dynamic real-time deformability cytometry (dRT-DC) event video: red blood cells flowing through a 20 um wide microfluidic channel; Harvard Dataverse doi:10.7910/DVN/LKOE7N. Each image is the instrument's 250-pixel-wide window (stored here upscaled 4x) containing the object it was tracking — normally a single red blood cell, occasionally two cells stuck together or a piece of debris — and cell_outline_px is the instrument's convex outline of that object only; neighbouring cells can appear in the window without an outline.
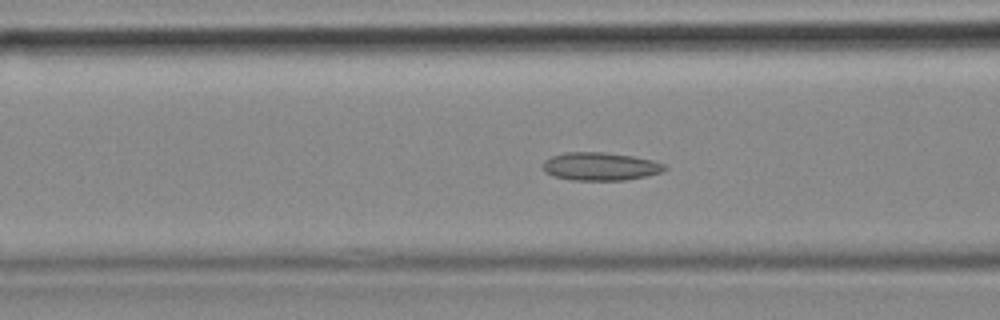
{"species": "common noctule bat (a hibernating species)", "species_latin": "Nyctalus noctula", "temperature_condition": "cold", "stored_images_in_passage": 55, "camera_frame_rate_fps": 3000, "um_per_image_px": 0.085, "animal": {"sex": "female", "body_mass_g": 18.4}, "frame": {"image": 1, "passage_image": 21, "time_ms": 6.667, "image_size_px": [1000, 320], "cell_outline_px": [[668, 168], [660, 172], [648, 176], [624, 180], [572, 180], [552, 176], [544, 172], [540, 168], [540, 164], [544, 160], [552, 156], [564, 152], [604, 152], [632, 156], [652, 160], [664, 164]], "centroid_in_image_um": [50.96, 14.15], "position_along_channel_um": 115.6, "area_um2": 20.17}}
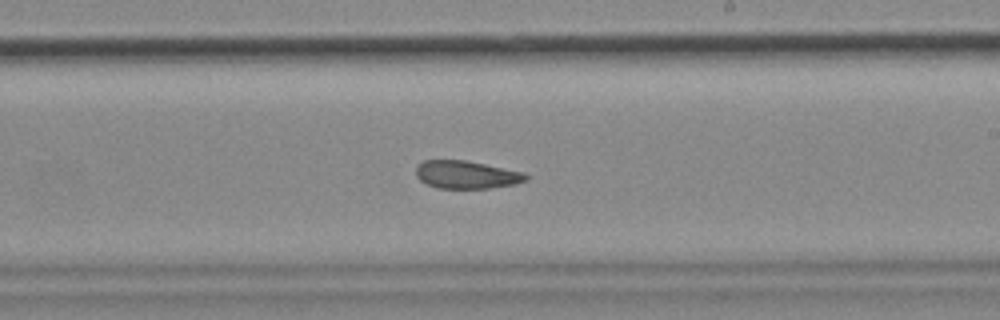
{"frame": {"image": 2, "passage_image": 32, "time_ms": 10.333, "image_size_px": [1000, 320], "cell_outline_px": [[528, 180], [512, 184], [488, 188], [440, 188], [428, 184], [420, 180], [416, 176], [416, 168], [424, 160], [464, 160], [524, 172], [528, 176]], "centroid_in_image_um": [39.64, 14.84], "position_along_channel_um": 249.4, "area_um2": 17.57}}
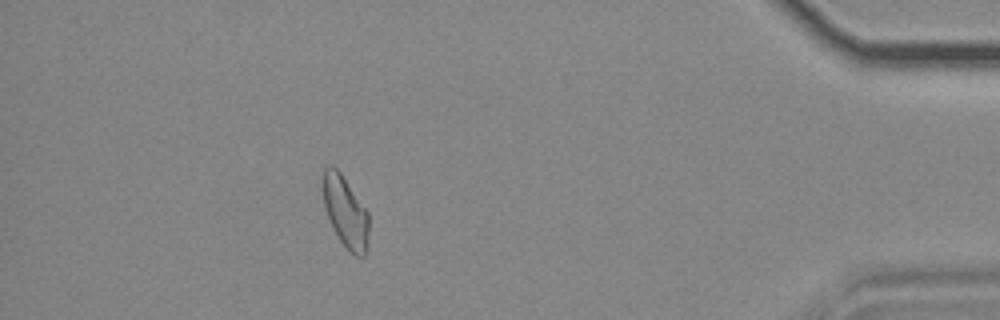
{"frame": {"image": 3, "passage_image": 49, "time_ms": 16.0, "image_size_px": [1000, 320], "cell_outline_px": [[368, 232], [364, 256], [356, 256], [340, 240], [324, 208], [320, 180], [324, 168], [328, 164], [332, 164], [340, 172], [368, 212]], "centroid_in_image_um": [29.3, 17.89], "position_along_channel_um": 405.9, "area_um2": 18.9}, "authors_computed_cell_mechanics": {"area_um2": 19.652, "velocity_mm_per_s": 3.6651, "shape_relaxation_time_tau1_ms": null, "shape_relaxation_time_tau2_ms": 3.891, "deformation_change_tau1": null, "deformation_change_tau2": 0.1055}}